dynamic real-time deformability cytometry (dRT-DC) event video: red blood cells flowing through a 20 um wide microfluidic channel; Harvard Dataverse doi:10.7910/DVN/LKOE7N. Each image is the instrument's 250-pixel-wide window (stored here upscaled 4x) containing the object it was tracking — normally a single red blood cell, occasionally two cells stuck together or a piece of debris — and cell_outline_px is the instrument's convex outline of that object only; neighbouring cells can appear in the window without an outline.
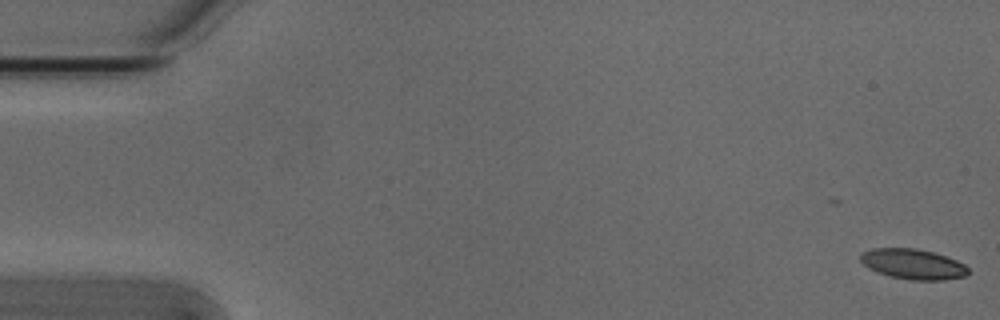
{"species": "Egyptian fruit bat (a non-hibernating species)", "species_latin": "Rousettus aegyptiacus", "temperature_condition": "cold", "stored_images_in_passage": 15, "camera_frame_rate_fps": 3000, "um_per_image_px": 0.085, "animal": {"sex": "male"}, "frame": {"image": 1, "passage_image": 1, "time_ms": 0.0, "image_size_px": [1000, 320], "cell_outline_px": [[968, 272], [964, 276], [944, 280], [912, 280], [892, 276], [876, 272], [868, 268], [860, 260], [860, 252], [872, 248], [916, 248], [932, 252], [956, 260], [964, 264], [968, 268]], "centroid_in_image_um": [77.56, 22.44], "position_along_channel_um": 7.4, "area_um2": 18.9}}
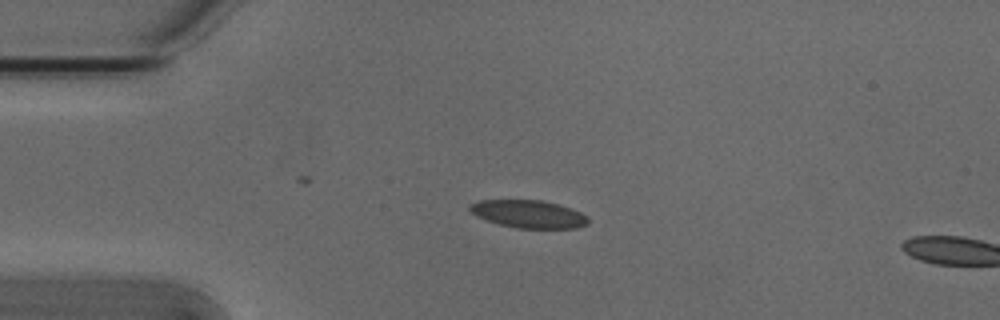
{"frame": {"image": 2, "passage_image": 13, "time_ms": 4.0, "image_size_px": [1000, 320], "cell_outline_px": [[588, 224], [576, 228], [516, 228], [500, 224], [476, 216], [468, 208], [468, 204], [480, 200], [540, 200], [560, 204], [580, 212], [588, 216]], "centroid_in_image_um": [44.93, 18.18], "position_along_channel_um": 40.1, "area_um2": 19.13}}